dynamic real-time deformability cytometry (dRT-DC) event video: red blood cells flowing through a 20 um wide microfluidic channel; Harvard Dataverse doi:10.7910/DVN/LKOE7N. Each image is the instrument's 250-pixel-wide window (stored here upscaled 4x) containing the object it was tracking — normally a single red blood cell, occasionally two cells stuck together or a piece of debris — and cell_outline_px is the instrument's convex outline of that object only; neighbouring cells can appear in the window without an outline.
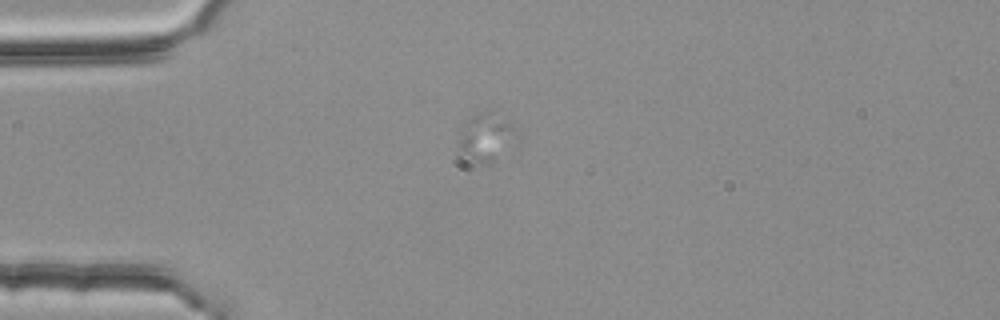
{"species": "common noctule bat (a hibernating species)", "species_latin": "Nyctalus noctula", "temperature_condition": "room temperature", "stored_images_in_passage": 29, "camera_frame_rate_fps": 3000, "um_per_image_px": 0.085, "animal": {"sex": "female", "body_mass_g": 25.1}, "frame": {"image": 1, "passage_image": 6, "time_ms": 1.667, "image_size_px": [1000, 320], "cell_outline_px": [[520, 144], [492, 164], [484, 164], [464, 160], [456, 148], [456, 140], [464, 124], [472, 116], [484, 108], [488, 108], [512, 124], [516, 128], [520, 136]], "centroid_in_image_um": [41.37, 11.72], "position_along_channel_um": 43.6, "area_um2": 17.98}}
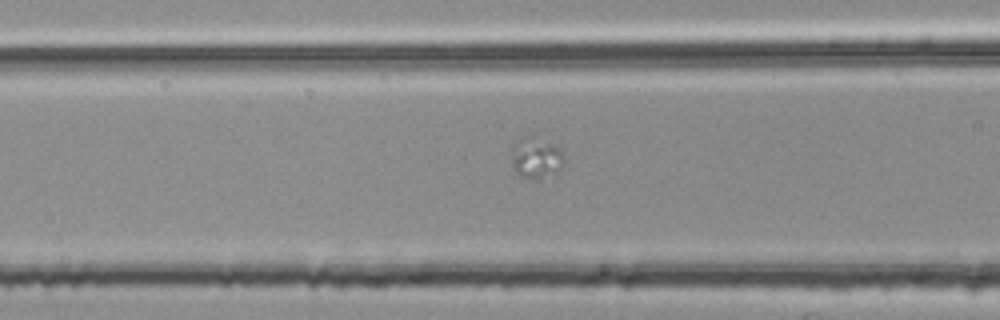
{"frame": {"image": 2, "passage_image": 14, "time_ms": 4.333, "image_size_px": [1000, 320], "cell_outline_px": [[564, 164], [556, 172], [540, 180], [536, 180], [520, 176], [512, 168], [512, 148], [516, 140], [520, 136], [528, 132], [536, 132], [556, 144], [560, 148], [564, 156]], "centroid_in_image_um": [45.57, 13.31], "position_along_channel_um": 121.0, "area_um2": 13.7}}